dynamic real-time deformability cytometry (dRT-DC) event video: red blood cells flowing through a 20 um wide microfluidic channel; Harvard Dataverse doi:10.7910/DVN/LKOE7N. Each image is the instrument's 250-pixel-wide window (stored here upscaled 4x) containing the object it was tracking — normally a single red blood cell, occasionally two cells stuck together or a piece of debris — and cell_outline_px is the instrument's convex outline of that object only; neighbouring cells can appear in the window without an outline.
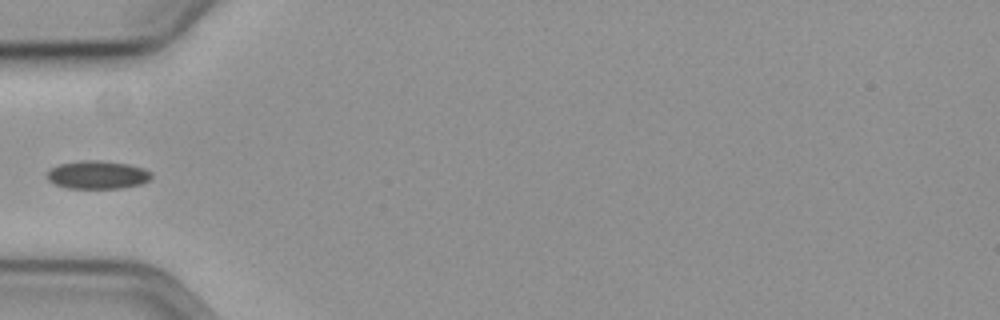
{"species": "common noctule bat (a hibernating species)", "species_latin": "Nyctalus noctula", "temperature_condition": "cold", "stored_images_in_passage": 39, "camera_frame_rate_fps": 3000, "um_per_image_px": 0.085, "animal": {"sex": "female", "body_mass_g": 19.3, "forearm_length_mm": 54.1}, "frame": {"image": 1, "passage_image": 1, "time_ms": 0.0, "image_size_px": [1000, 320], "cell_outline_px": [[152, 176], [148, 180], [140, 184], [120, 188], [68, 188], [56, 184], [48, 180], [44, 176], [52, 168], [60, 164], [80, 160], [100, 160], [128, 164], [144, 168], [152, 172]], "centroid_in_image_um": [8.28, 14.85], "position_along_channel_um": 76.7, "area_um2": 17.11}}
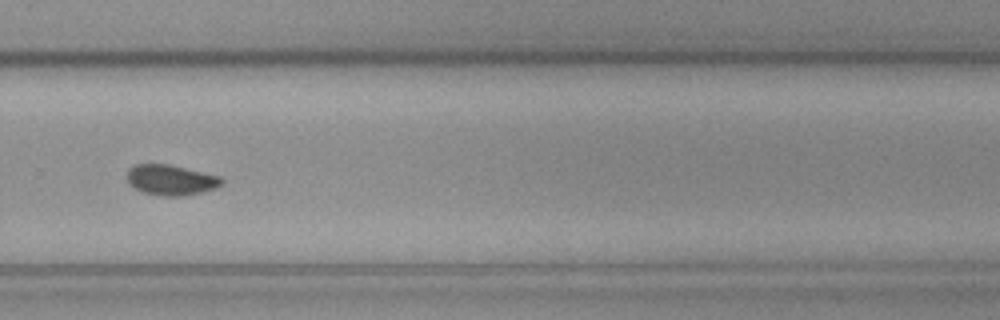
{"frame": {"image": 2, "passage_image": 21, "time_ms": 6.667, "image_size_px": [1000, 320], "cell_outline_px": [[224, 184], [216, 188], [184, 196], [160, 196], [144, 192], [128, 184], [128, 168], [136, 164], [168, 164], [220, 176], [224, 180]], "centroid_in_image_um": [14.54, 15.3], "position_along_channel_um": 315.3, "area_um2": 16.76}}
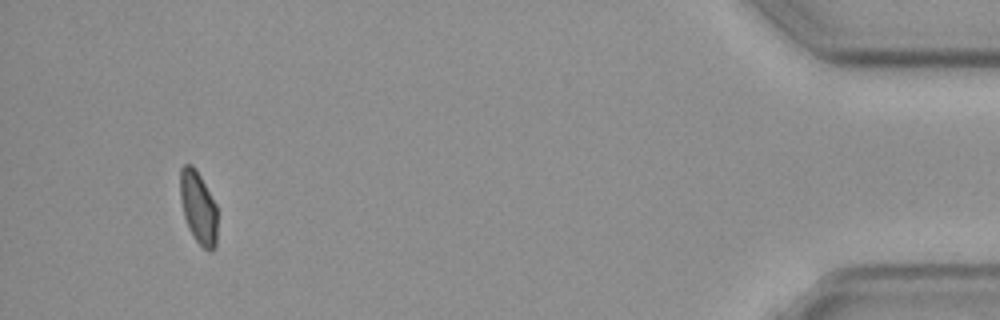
{"frame": {"image": 3, "passage_image": 36, "time_ms": 11.667, "image_size_px": [1000, 320], "cell_outline_px": [[216, 248], [212, 252], [208, 252], [196, 240], [188, 228], [184, 216], [180, 196], [180, 168], [184, 164], [192, 164], [196, 168], [216, 204]], "centroid_in_image_um": [16.85, 17.63], "position_along_channel_um": 418.3, "area_um2": 15.78}}